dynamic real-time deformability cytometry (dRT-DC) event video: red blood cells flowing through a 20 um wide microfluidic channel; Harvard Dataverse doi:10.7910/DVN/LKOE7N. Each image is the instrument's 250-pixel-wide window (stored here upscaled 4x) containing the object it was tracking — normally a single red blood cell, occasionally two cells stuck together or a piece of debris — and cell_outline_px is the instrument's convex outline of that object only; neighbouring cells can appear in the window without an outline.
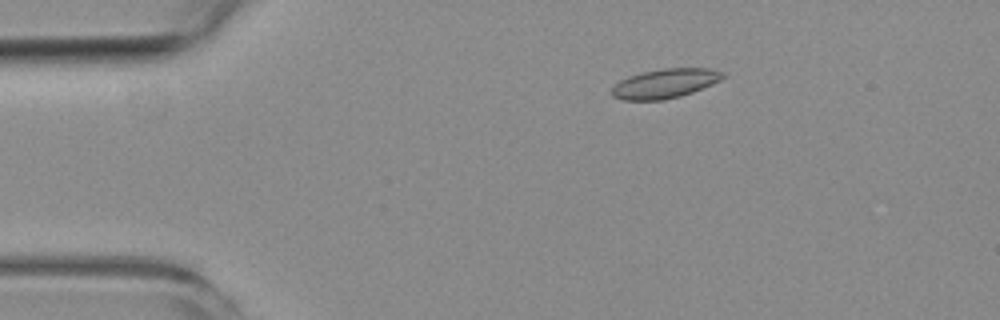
{"species": "common noctule bat (a hibernating species)", "species_latin": "Nyctalus noctula", "temperature_condition": "room temperature", "stored_images_in_passage": 6, "camera_frame_rate_fps": 3000, "um_per_image_px": 0.085, "animal": {"sex": "female", "body_mass_g": 19.3, "forearm_length_mm": 54.1}, "frame": {"image": 1, "passage_image": 3, "time_ms": 2.333, "image_size_px": [1000, 320], "cell_outline_px": [[724, 76], [720, 80], [712, 84], [692, 92], [680, 96], [664, 100], [624, 100], [612, 96], [612, 88], [620, 80], [628, 76], [640, 72], [664, 68], [712, 68], [724, 72]], "centroid_in_image_um": [56.52, 7.09], "position_along_channel_um": 28.5, "area_um2": 19.02}}
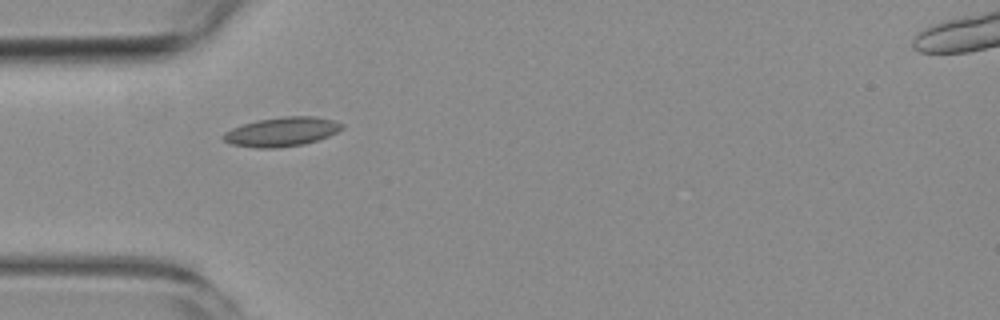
{"frame": {"image": 2, "passage_image": 5, "time_ms": 4.667, "image_size_px": [1000, 320], "cell_outline_px": [[344, 128], [328, 136], [304, 144], [280, 148], [256, 148], [232, 144], [224, 140], [220, 136], [224, 132], [232, 128], [256, 120], [284, 116], [316, 116], [332, 120], [344, 124]], "centroid_in_image_um": [23.94, 11.2], "position_along_channel_um": 61.1, "area_um2": 20.23}}
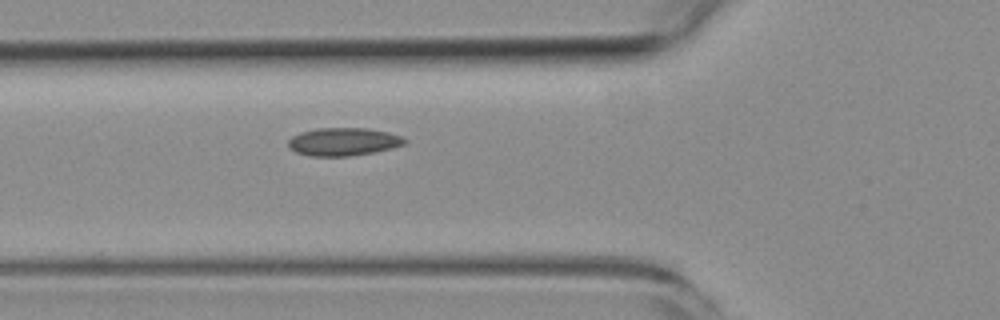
{"frame": {"image": 3, "passage_image": 6, "time_ms": 5.667, "image_size_px": [1000, 320], "cell_outline_px": [[408, 140], [404, 144], [392, 148], [372, 152], [348, 156], [308, 156], [296, 152], [288, 148], [288, 140], [292, 136], [300, 132], [316, 128], [368, 128], [388, 132], [404, 136]], "centroid_in_image_um": [29.18, 12.04], "position_along_channel_um": 96.6, "area_um2": 19.13}}